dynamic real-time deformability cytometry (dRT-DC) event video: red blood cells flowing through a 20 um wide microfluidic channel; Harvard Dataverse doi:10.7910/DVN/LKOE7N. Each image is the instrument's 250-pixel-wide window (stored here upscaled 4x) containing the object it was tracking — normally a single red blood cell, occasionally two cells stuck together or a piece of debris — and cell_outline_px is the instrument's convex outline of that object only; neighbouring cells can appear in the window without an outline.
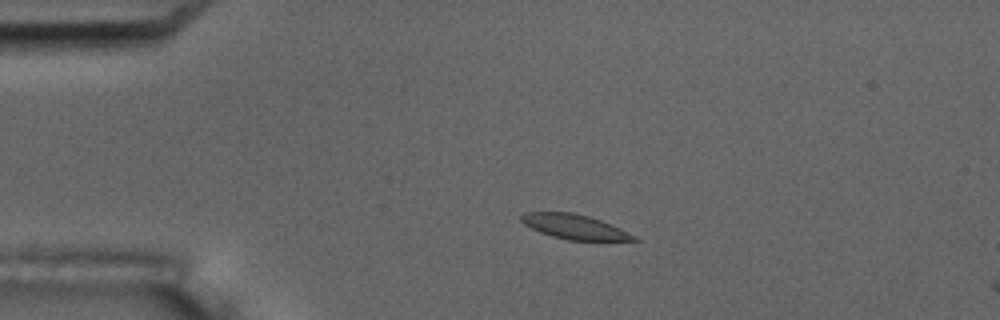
{"species": "common noctule bat (a hibernating species)", "species_latin": "Nyctalus noctula", "temperature_condition": "room temperature", "stored_images_in_passage": 5, "camera_frame_rate_fps": 3000, "um_per_image_px": 0.085, "animal": {"sex": "male", "body_mass_g": 17.5, "forearm_length_mm": 52.3}, "frame": {"image": 1, "passage_image": 3, "time_ms": 3.0, "image_size_px": [1000, 320], "cell_outline_px": [[640, 240], [568, 240], [552, 236], [540, 232], [524, 224], [520, 220], [520, 216], [524, 212], [572, 212], [588, 216], [600, 220], [620, 228], [636, 236]], "centroid_in_image_um": [48.8, 19.27], "position_along_channel_um": 36.2, "area_um2": 16.01}}